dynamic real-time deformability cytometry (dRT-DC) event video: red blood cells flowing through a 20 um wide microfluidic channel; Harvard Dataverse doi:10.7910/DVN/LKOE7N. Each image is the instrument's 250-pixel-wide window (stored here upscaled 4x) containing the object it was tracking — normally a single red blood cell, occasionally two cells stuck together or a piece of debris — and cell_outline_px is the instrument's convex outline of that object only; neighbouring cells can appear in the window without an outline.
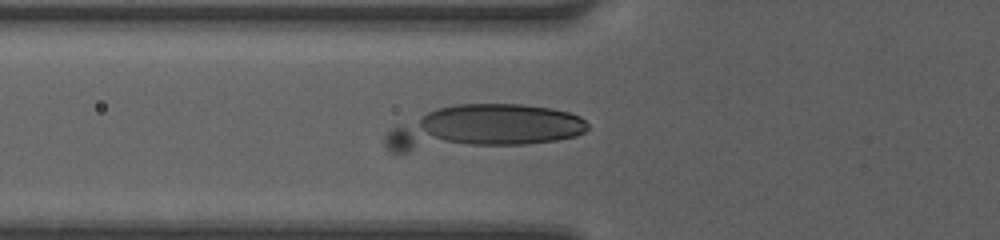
{"species": "human", "species_latin": "Homo sapiens", "temperature_condition": "room temperature", "stored_images_in_passage": 36, "camera_frame_rate_fps": 3000, "um_per_image_px": 0.085, "donor": {"sex": "female"}, "frame": {"image": 1, "passage_image": 19, "time_ms": 6.0, "image_size_px": [1000, 240], "cell_outline_px": [[588, 128], [584, 132], [576, 136], [556, 140], [524, 144], [404, 152], [392, 152], [384, 144], [384, 136], [392, 128], [428, 112], [440, 108], [456, 104], [524, 104], [552, 108], [568, 112], [580, 116], [588, 124]], "centroid_in_image_um": [41.08, 10.83], "position_along_channel_um": 84.7, "area_um2": 51.62}}
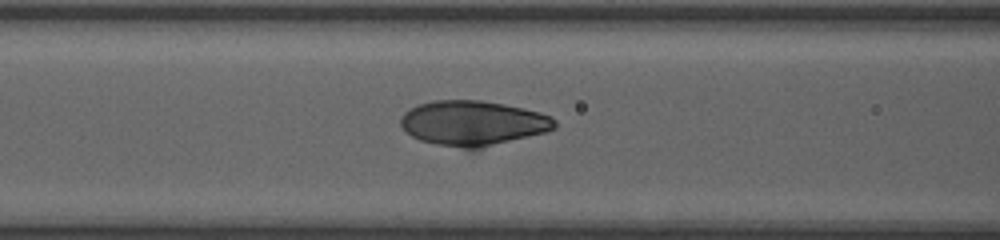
{"frame": {"image": 2, "passage_image": 22, "time_ms": 7.0, "image_size_px": [1000, 240], "cell_outline_px": [[556, 128], [544, 132], [472, 152], [420, 140], [412, 136], [400, 124], [400, 120], [404, 112], [408, 108], [416, 104], [436, 100], [480, 100], [504, 104], [524, 108], [540, 112], [552, 116], [556, 120]], "centroid_in_image_um": [40.21, 10.49], "position_along_channel_um": 126.4, "area_um2": 41.04}}